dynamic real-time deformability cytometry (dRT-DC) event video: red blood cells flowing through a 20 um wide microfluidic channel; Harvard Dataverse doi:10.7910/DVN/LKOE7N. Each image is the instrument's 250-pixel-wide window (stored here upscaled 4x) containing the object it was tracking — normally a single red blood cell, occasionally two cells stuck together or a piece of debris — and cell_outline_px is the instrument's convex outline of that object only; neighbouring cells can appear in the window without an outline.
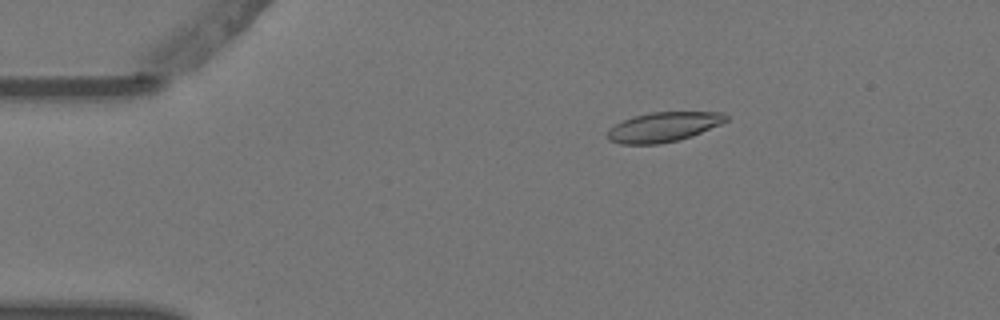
{"species": "Egyptian fruit bat (a non-hibernating species)", "species_latin": "Rousettus aegyptiacus", "temperature_condition": "warm", "stored_images_in_passage": 5, "camera_frame_rate_fps": 3000, "um_per_image_px": 0.085, "animal": {"sex": "female"}, "frame": {"image": 1, "passage_image": 3, "time_ms": 0.667, "image_size_px": [1000, 320], "cell_outline_px": [[728, 120], [720, 124], [692, 136], [680, 140], [660, 144], [620, 144], [608, 140], [608, 128], [632, 116], [652, 112], [724, 112], [728, 116]], "centroid_in_image_um": [56.39, 10.79], "position_along_channel_um": 28.6, "area_um2": 20.58}}
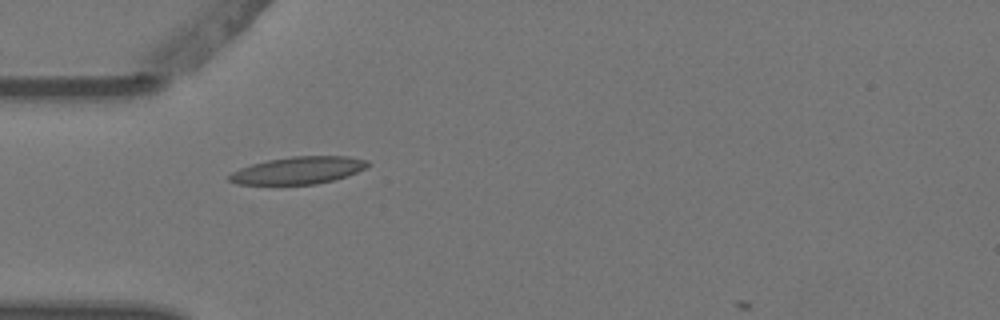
{"frame": {"image": 2, "passage_image": 5, "time_ms": 1.333, "image_size_px": [1000, 320], "cell_outline_px": [[372, 164], [348, 176], [316, 184], [236, 184], [228, 180], [228, 176], [232, 172], [240, 168], [252, 164], [268, 160], [292, 156], [348, 156], [368, 160]], "centroid_in_image_um": [25.37, 14.47], "position_along_channel_um": 59.6, "area_um2": 21.96}}